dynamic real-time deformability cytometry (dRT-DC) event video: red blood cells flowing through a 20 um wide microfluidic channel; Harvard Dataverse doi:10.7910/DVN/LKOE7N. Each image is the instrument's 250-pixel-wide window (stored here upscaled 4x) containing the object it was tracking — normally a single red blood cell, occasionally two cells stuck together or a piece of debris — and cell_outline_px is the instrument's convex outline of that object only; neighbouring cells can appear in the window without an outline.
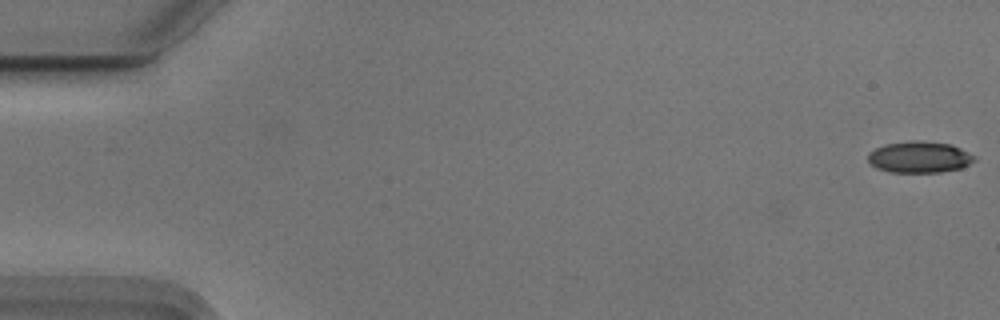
{"species": "Egyptian fruit bat (a non-hibernating species)", "species_latin": "Rousettus aegyptiacus", "temperature_condition": "cold", "stored_images_in_passage": 13, "camera_frame_rate_fps": 3000, "um_per_image_px": 0.085, "animal": {"sex": "male"}, "frame": {"image": 1, "passage_image": 1, "time_ms": 0.0, "image_size_px": [1000, 320], "cell_outline_px": [[976, 160], [960, 168], [940, 172], [888, 172], [876, 168], [868, 160], [868, 152], [884, 144], [908, 140], [920, 140], [952, 144], [976, 156]], "centroid_in_image_um": [78.14, 13.34], "position_along_channel_um": 6.9, "area_um2": 19.65}}
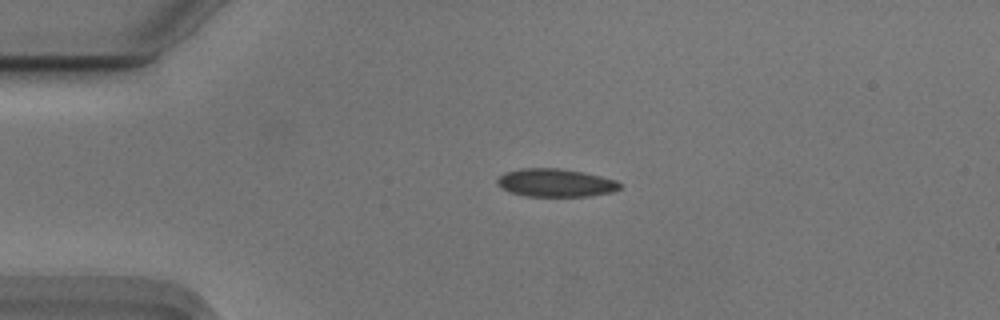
{"frame": {"image": 2, "passage_image": 9, "time_ms": 2.667, "image_size_px": [1000, 320], "cell_outline_px": [[620, 188], [612, 192], [588, 196], [524, 196], [512, 192], [496, 184], [496, 180], [504, 172], [520, 168], [560, 168], [584, 172], [616, 180], [620, 184]], "centroid_in_image_um": [47.21, 15.53], "position_along_channel_um": 37.8, "area_um2": 20.0}}